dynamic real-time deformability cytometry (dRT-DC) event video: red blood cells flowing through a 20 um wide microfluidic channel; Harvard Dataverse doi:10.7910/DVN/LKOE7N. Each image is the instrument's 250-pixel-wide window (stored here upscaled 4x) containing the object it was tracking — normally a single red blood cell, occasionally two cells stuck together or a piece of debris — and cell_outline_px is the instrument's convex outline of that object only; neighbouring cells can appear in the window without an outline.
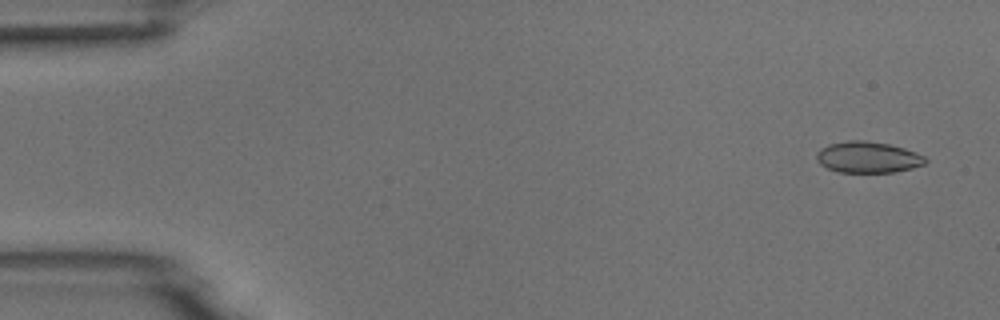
{"species": "common noctule bat (a hibernating species)", "species_latin": "Nyctalus noctula", "temperature_condition": "room temperature", "stored_images_in_passage": 4, "camera_frame_rate_fps": 3000, "um_per_image_px": 0.085, "animal": {"sex": "male", "body_mass_g": 18.8}, "frame": {"image": 1, "passage_image": 1, "time_ms": 0.0, "image_size_px": [1000, 320], "cell_outline_px": [[928, 160], [924, 164], [912, 168], [896, 172], [840, 172], [828, 168], [820, 164], [816, 160], [816, 152], [820, 148], [828, 144], [848, 140], [864, 140], [888, 144], [904, 148], [916, 152], [924, 156]], "centroid_in_image_um": [73.75, 13.36], "position_along_channel_um": 11.2, "area_um2": 19.88}}
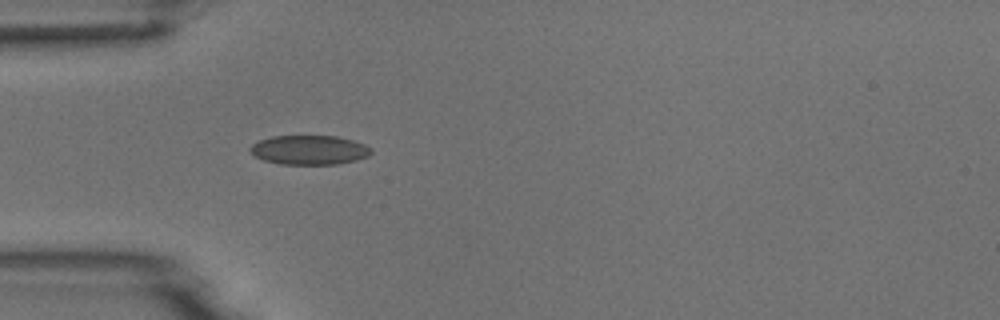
{"frame": {"image": 2, "passage_image": 4, "time_ms": 4.333, "image_size_px": [1000, 320], "cell_outline_px": [[372, 152], [368, 156], [356, 160], [336, 164], [280, 164], [264, 160], [256, 156], [248, 148], [252, 144], [260, 140], [272, 136], [336, 136], [352, 140], [364, 144], [372, 148]], "centroid_in_image_um": [26.3, 12.74], "position_along_channel_um": 58.7, "area_um2": 20.58}}